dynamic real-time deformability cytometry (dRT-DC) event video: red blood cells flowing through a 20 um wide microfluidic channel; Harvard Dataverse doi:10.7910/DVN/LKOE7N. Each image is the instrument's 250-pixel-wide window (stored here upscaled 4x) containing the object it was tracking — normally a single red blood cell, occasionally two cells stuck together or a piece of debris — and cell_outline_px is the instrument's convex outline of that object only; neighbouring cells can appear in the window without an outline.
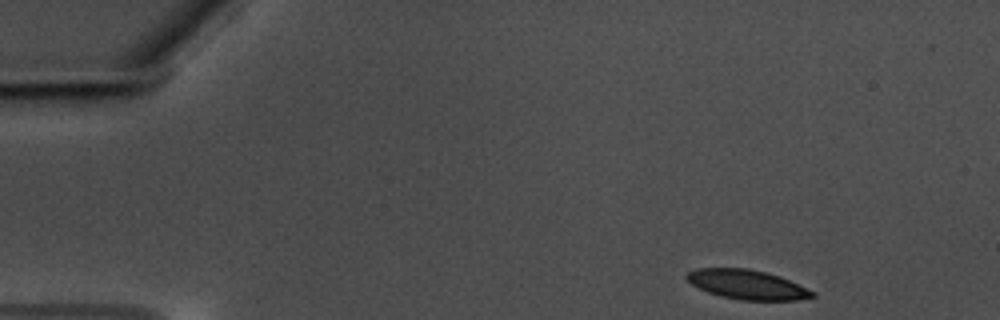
{"species": "common noctule bat (a hibernating species)", "species_latin": "Nyctalus noctula", "temperature_condition": "warm", "stored_images_in_passage": 52, "camera_frame_rate_fps": 3000, "um_per_image_px": 0.085, "animal": {"sex": "male", "body_mass_g": 17.5, "forearm_length_mm": 52.3}, "frame": {"image": 1, "passage_image": 1, "time_ms": 0.0, "image_size_px": [1000, 320], "cell_outline_px": [[816, 296], [796, 300], [740, 300], [720, 296], [708, 292], [692, 284], [684, 276], [688, 272], [696, 268], [748, 268], [780, 276], [816, 292]], "centroid_in_image_um": [63.51, 24.18], "position_along_channel_um": 21.5, "area_um2": 21.5}}
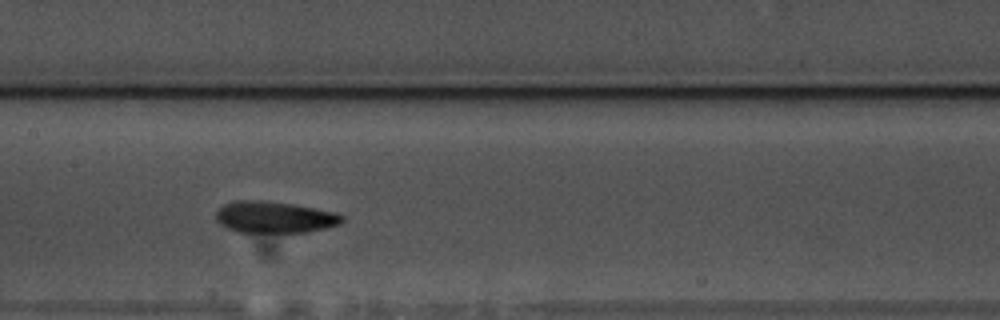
{"frame": {"image": 2, "passage_image": 23, "time_ms": 7.333, "image_size_px": [1000, 320], "cell_outline_px": [[344, 220], [340, 224], [328, 228], [304, 232], [236, 232], [220, 224], [216, 220], [216, 212], [224, 204], [232, 200], [264, 200], [292, 204], [336, 212], [344, 216]], "centroid_in_image_um": [23.33, 18.45], "position_along_channel_um": 184.1, "area_um2": 23.35}}
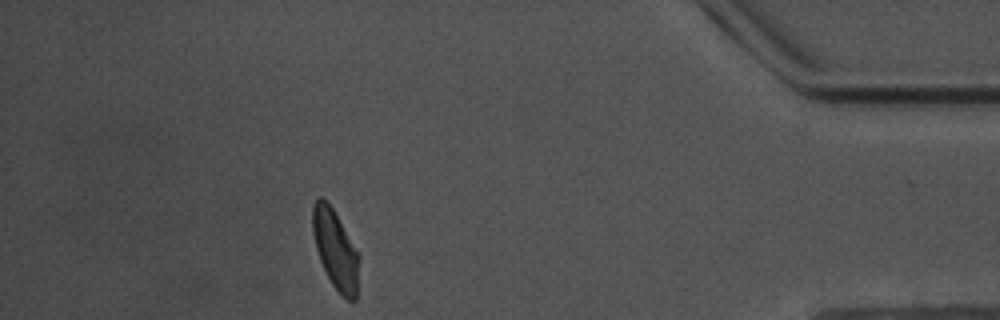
{"frame": {"image": 3, "passage_image": 46, "time_ms": 15.0, "image_size_px": [1000, 320], "cell_outline_px": [[360, 256], [356, 300], [348, 300], [340, 296], [332, 284], [320, 260], [316, 248], [312, 232], [312, 204], [320, 196], [332, 208]], "centroid_in_image_um": [28.51, 21.25], "position_along_channel_um": 406.7, "area_um2": 21.21}, "authors_computed_cell_mechanics": {"area_um2": 22.4553, "velocity_mm_per_s": 3.5126, "shape_relaxation_time_tau1_ms": 4.8056, "shape_relaxation_time_tau2_ms": 4.7126, "deformation_change_tau1": 0.1167, "deformation_change_tau2": 0.1069}}